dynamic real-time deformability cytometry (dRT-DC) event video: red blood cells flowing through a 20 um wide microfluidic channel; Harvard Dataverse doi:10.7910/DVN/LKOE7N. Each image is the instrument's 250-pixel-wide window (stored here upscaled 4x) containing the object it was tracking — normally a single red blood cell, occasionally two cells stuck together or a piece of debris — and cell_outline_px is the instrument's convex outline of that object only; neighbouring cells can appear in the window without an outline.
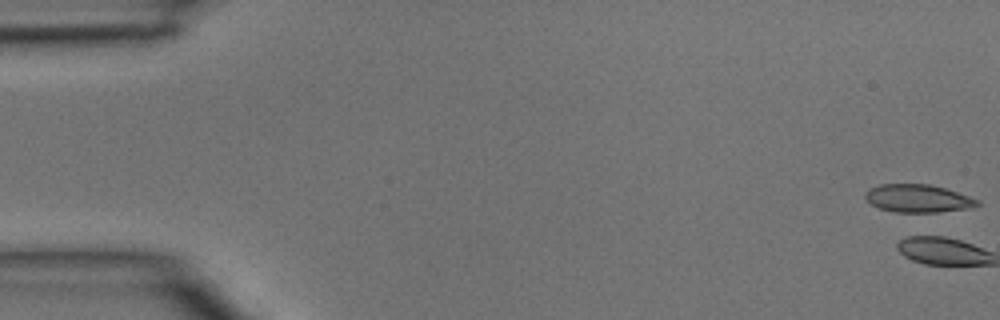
{"species": "common noctule bat (a hibernating species)", "species_latin": "Nyctalus noctula", "temperature_condition": "room temperature", "stored_images_in_passage": 5, "camera_frame_rate_fps": 3000, "um_per_image_px": 0.085, "animal": {"sex": "male", "body_mass_g": 15.6}, "frame": {"image": 1, "passage_image": 1, "time_ms": 0.0, "image_size_px": [1000, 320], "cell_outline_px": [[980, 204], [972, 208], [936, 212], [896, 212], [880, 208], [872, 204], [864, 196], [864, 192], [880, 184], [928, 184], [944, 188], [980, 200]], "centroid_in_image_um": [78.04, 16.87], "position_along_channel_um": 7.0, "area_um2": 18.03}}